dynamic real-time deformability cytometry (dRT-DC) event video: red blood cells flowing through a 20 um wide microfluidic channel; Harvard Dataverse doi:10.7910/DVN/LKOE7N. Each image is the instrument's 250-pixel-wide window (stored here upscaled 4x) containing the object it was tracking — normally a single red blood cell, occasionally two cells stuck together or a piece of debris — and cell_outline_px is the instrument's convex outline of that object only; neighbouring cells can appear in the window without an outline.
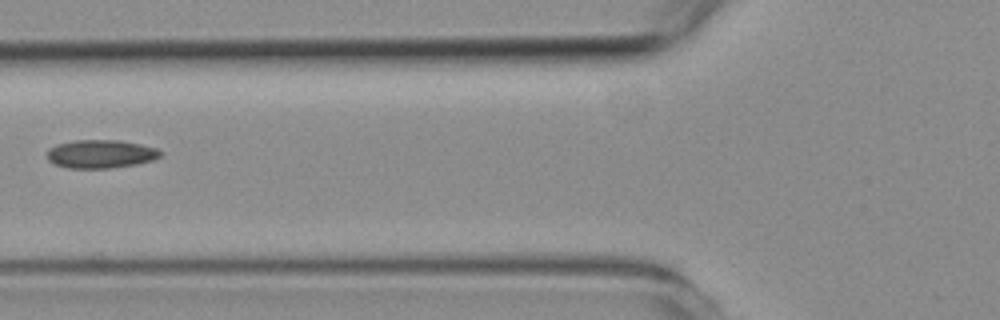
{"species": "common noctule bat (a hibernating species)", "species_latin": "Nyctalus noctula", "temperature_condition": "room temperature", "stored_images_in_passage": 6, "camera_frame_rate_fps": 3000, "um_per_image_px": 0.085, "animal": {"sex": "female", "body_mass_g": 19.3, "forearm_length_mm": 54.1}, "frame": {"image": 1, "passage_image": 6, "time_ms": 5.667, "image_size_px": [1000, 320], "cell_outline_px": [[160, 156], [152, 160], [136, 164], [112, 168], [68, 168], [56, 164], [48, 160], [48, 148], [56, 144], [76, 140], [120, 140], [140, 144], [156, 148], [160, 152]], "centroid_in_image_um": [8.54, 13.08], "position_along_channel_um": 117.3, "area_um2": 18.61}}